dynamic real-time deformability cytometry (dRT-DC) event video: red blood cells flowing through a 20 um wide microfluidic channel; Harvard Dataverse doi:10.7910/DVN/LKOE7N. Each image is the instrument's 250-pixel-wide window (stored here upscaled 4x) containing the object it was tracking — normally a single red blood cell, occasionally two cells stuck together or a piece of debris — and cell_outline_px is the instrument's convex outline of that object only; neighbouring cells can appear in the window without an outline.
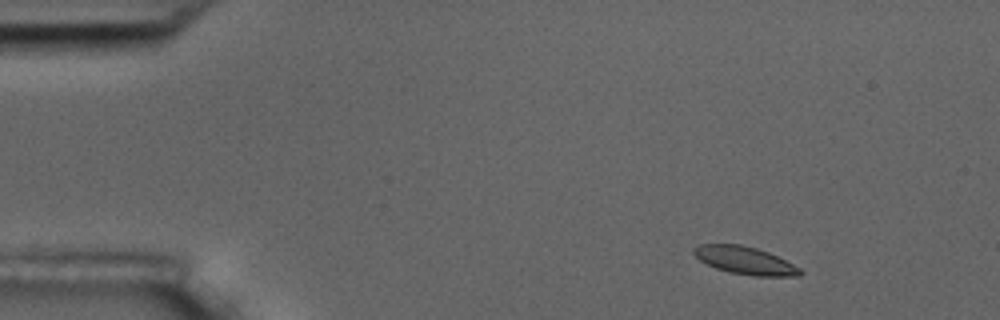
{"species": "common noctule bat (a hibernating species)", "species_latin": "Nyctalus noctula", "temperature_condition": "room temperature", "stored_images_in_passage": 9, "camera_frame_rate_fps": 3000, "um_per_image_px": 0.085, "animal": {"sex": "male", "body_mass_g": 17.5, "forearm_length_mm": 52.3}, "frame": {"image": 1, "passage_image": 2, "time_ms": 1.333, "image_size_px": [1000, 320], "cell_outline_px": [[804, 272], [800, 276], [752, 276], [728, 272], [716, 268], [700, 260], [692, 252], [692, 248], [700, 244], [740, 244], [756, 248], [768, 252], [800, 268]], "centroid_in_image_um": [63.31, 22.14], "position_along_channel_um": 21.7, "area_um2": 17.11}}
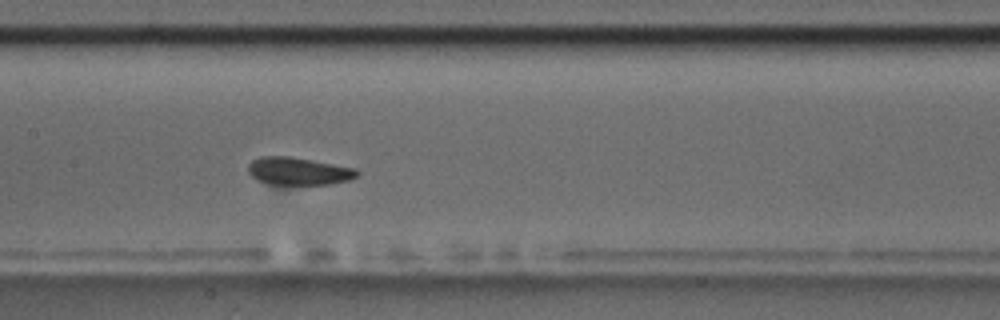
{"frame": {"image": 2, "passage_image": 8, "time_ms": 8.333, "image_size_px": [1000, 320], "cell_outline_px": [[360, 172], [356, 176], [348, 180], [332, 184], [268, 184], [256, 180], [248, 172], [248, 164], [252, 160], [260, 156], [288, 156], [312, 160], [356, 168]], "centroid_in_image_um": [25.35, 14.54], "position_along_channel_um": 182.1, "area_um2": 17.57}}
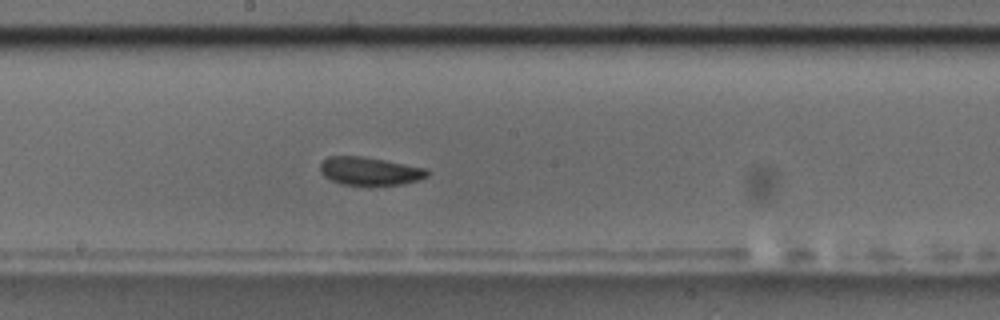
{"frame": {"image": 3, "passage_image": 9, "time_ms": 9.333, "image_size_px": [1000, 320], "cell_outline_px": [[428, 176], [404, 184], [340, 184], [324, 176], [320, 172], [320, 164], [328, 156], [364, 156], [428, 168]], "centroid_in_image_um": [31.42, 14.52], "position_along_channel_um": 216.8, "area_um2": 17.4}}